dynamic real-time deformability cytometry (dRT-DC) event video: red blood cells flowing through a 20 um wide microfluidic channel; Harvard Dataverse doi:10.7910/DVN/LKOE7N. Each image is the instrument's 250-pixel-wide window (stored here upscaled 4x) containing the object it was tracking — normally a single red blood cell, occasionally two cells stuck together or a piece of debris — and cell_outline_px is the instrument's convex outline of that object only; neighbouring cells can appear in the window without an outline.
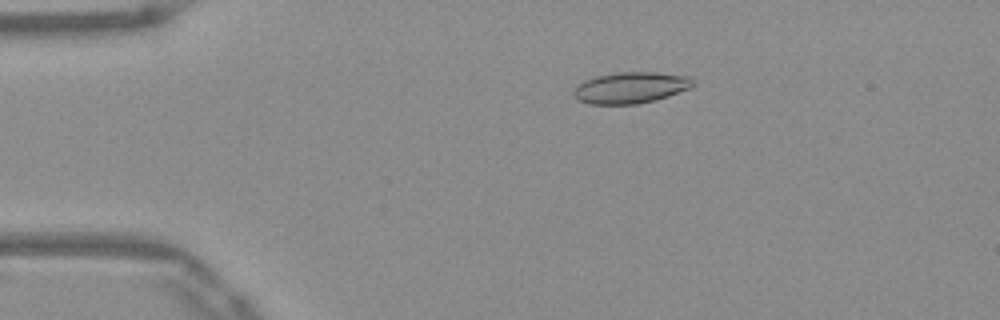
{"species": "Egyptian fruit bat (a non-hibernating species)", "species_latin": "Rousettus aegyptiacus", "temperature_condition": "warm", "stored_images_in_passage": 16, "camera_frame_rate_fps": 3000, "um_per_image_px": 0.085, "frame": {"image": 1, "passage_image": 10, "time_ms": 3.0, "image_size_px": [1000, 320], "cell_outline_px": [[692, 84], [688, 88], [668, 96], [656, 100], [636, 104], [588, 104], [572, 96], [572, 92], [584, 80], [596, 76], [616, 72], [656, 72], [688, 76], [692, 80]], "centroid_in_image_um": [53.56, 7.45], "position_along_channel_um": 31.4, "area_um2": 21.56}}